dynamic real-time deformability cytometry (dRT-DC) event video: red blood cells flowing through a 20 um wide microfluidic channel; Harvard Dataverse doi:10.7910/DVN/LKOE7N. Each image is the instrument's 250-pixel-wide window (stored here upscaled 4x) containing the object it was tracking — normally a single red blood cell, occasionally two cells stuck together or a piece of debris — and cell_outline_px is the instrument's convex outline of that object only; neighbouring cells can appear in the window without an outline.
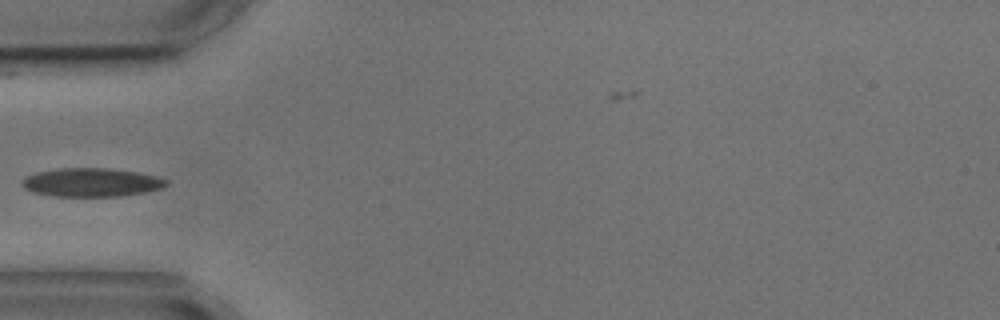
{"species": "common noctule bat (a hibernating species)", "species_latin": "Nyctalus noctula", "temperature_condition": "cold", "stored_images_in_passage": 5, "camera_frame_rate_fps": 3000, "um_per_image_px": 0.085, "animal": {"sex": "male", "body_mass_g": 17.9, "forearm_length_mm": 54.2}, "frame": {"image": 1, "passage_image": 3, "time_ms": 2.333, "image_size_px": [1000, 320], "cell_outline_px": [[168, 184], [160, 188], [144, 192], [120, 196], [56, 196], [32, 192], [24, 188], [20, 184], [20, 180], [24, 176], [36, 172], [60, 168], [108, 168], [136, 172], [156, 176], [168, 180]], "centroid_in_image_um": [7.71, 15.5], "position_along_channel_um": 77.3, "area_um2": 24.04}}